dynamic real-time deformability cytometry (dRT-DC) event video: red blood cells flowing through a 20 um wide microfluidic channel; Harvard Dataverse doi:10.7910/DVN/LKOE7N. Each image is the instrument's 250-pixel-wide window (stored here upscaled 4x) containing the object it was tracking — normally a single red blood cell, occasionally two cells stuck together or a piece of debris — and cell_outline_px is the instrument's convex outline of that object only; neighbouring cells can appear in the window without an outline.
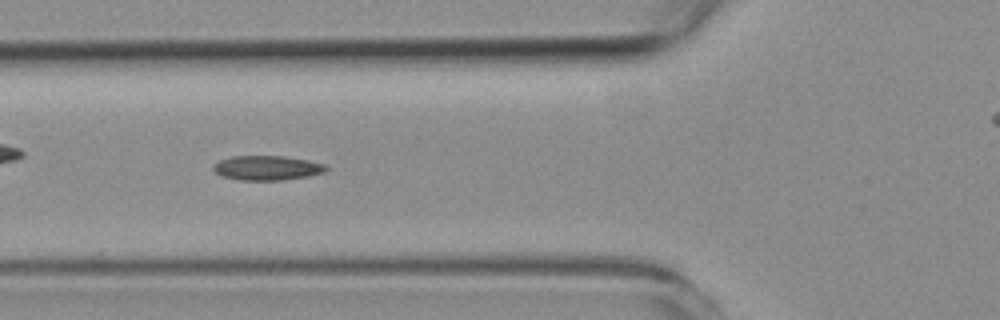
{"species": "common noctule bat (a hibernating species)", "species_latin": "Nyctalus noctula", "temperature_condition": "room temperature", "stored_images_in_passage": 42, "camera_frame_rate_fps": 3000, "um_per_image_px": 0.085, "animal": {"sex": "female", "body_mass_g": 19.3, "forearm_length_mm": 54.1}, "frame": {"image": 1, "passage_image": 10, "time_ms": 3.0, "image_size_px": [1000, 320], "cell_outline_px": [[328, 168], [324, 172], [308, 176], [280, 180], [240, 180], [220, 176], [212, 168], [220, 160], [232, 156], [284, 156], [308, 160], [324, 164]], "centroid_in_image_um": [22.69, 14.27], "position_along_channel_um": 103.1, "area_um2": 16.01}}
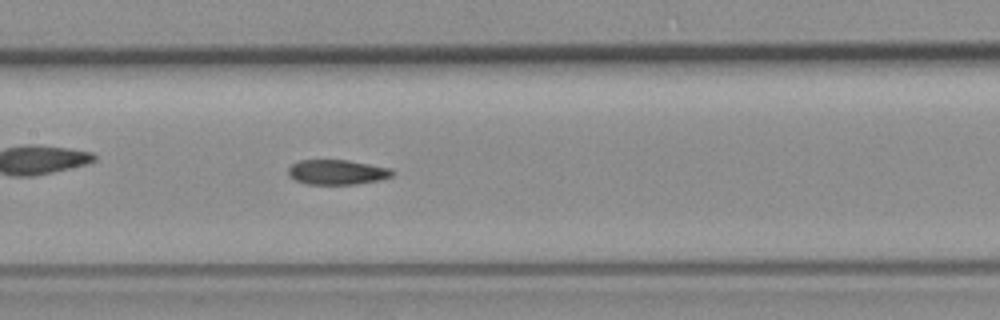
{"frame": {"image": 2, "passage_image": 16, "time_ms": 5.0, "image_size_px": [1000, 320], "cell_outline_px": [[396, 172], [392, 176], [380, 180], [356, 184], [308, 184], [296, 180], [288, 176], [288, 168], [292, 164], [300, 160], [348, 160], [392, 168]], "centroid_in_image_um": [28.68, 14.63], "position_along_channel_um": 178.7, "area_um2": 15.2}}
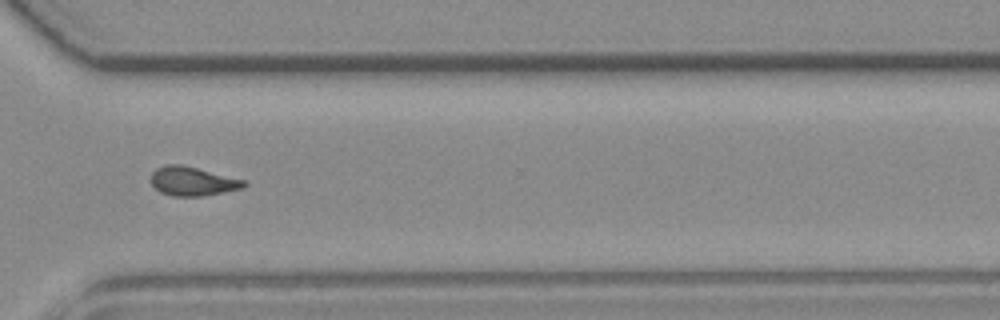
{"frame": {"image": 3, "passage_image": 30, "time_ms": 9.667, "image_size_px": [1000, 320], "cell_outline_px": [[248, 184], [244, 188], [224, 192], [200, 196], [172, 196], [160, 192], [152, 184], [152, 172], [156, 168], [168, 164], [180, 164], [244, 180]], "centroid_in_image_um": [16.37, 15.41], "position_along_channel_um": 354.2, "area_um2": 15.49}, "authors_computed_cell_mechanics": {"area_um2": 15.4326, "velocity_mm_per_s": 3.7601, "shape_relaxation_time_tau1_ms": null, "shape_relaxation_time_tau2_ms": 10.5495, "deformation_change_tau1": null, "deformation_change_tau2": 0.1665}}